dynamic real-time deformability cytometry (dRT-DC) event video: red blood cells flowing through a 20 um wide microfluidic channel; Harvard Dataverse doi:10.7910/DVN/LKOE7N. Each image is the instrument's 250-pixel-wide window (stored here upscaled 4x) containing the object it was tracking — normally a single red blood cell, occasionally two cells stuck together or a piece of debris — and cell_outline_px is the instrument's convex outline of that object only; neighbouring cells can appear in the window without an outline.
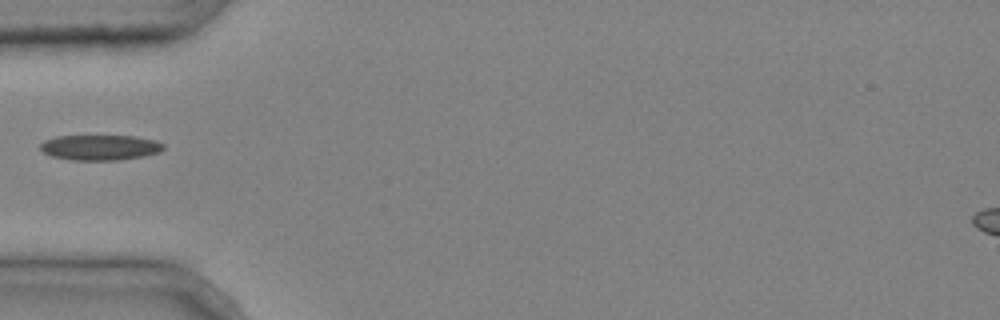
{"species": "common noctule bat (a hibernating species)", "species_latin": "Nyctalus noctula", "temperature_condition": "cold", "stored_images_in_passage": 1, "camera_frame_rate_fps": 3000, "um_per_image_px": 0.085, "animal": {"sex": "male", "body_mass_g": 20.4}, "frame": {"image": 1, "passage_image": 1, "time_ms": 0.0, "image_size_px": [1000, 320], "cell_outline_px": [[164, 148], [160, 152], [144, 156], [120, 160], [72, 160], [52, 156], [44, 152], [40, 148], [40, 144], [44, 140], [56, 136], [132, 136], [156, 140], [164, 144]], "centroid_in_image_um": [8.52, 12.53], "position_along_channel_um": 76.5, "area_um2": 18.21}}